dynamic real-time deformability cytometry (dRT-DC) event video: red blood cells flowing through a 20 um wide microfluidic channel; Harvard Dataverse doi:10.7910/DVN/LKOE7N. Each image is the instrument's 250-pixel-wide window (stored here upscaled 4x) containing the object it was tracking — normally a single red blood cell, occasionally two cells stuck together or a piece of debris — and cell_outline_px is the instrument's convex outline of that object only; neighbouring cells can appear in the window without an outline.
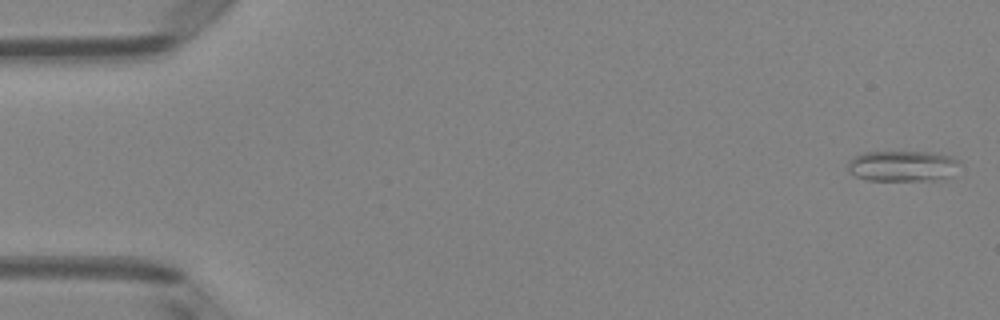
{"species": "Egyptian fruit bat (a non-hibernating species)", "species_latin": "Rousettus aegyptiacus", "temperature_condition": "room temperature", "stored_images_in_passage": 51, "segment_of_instrument_passage": [1, 2], "camera_frame_rate_fps": 3000, "um_per_image_px": 0.085, "animal": {"sex": "female"}, "frame": {"image": 1, "passage_image": 2, "time_ms": 0.333, "image_size_px": [1000, 320], "cell_outline_px": [[960, 164], [952, 176], [944, 180], [864, 180], [848, 172], [848, 160], [864, 152], [936, 152], [952, 156], [960, 160]], "centroid_in_image_um": [76.77, 14.11], "position_along_channel_um": 8.2, "area_um2": 20.46}}
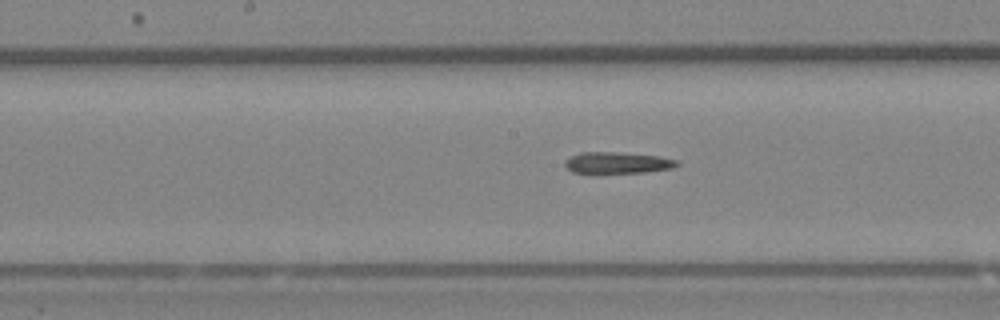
{"frame": {"image": 2, "passage_image": 26, "time_ms": 8.333, "image_size_px": [1000, 320], "cell_outline_px": [[680, 164], [672, 168], [644, 172], [572, 172], [564, 164], [564, 160], [580, 152], [620, 152], [660, 156], [680, 160]], "centroid_in_image_um": [52.53, 13.81], "position_along_channel_um": 195.7, "area_um2": 13.87}}
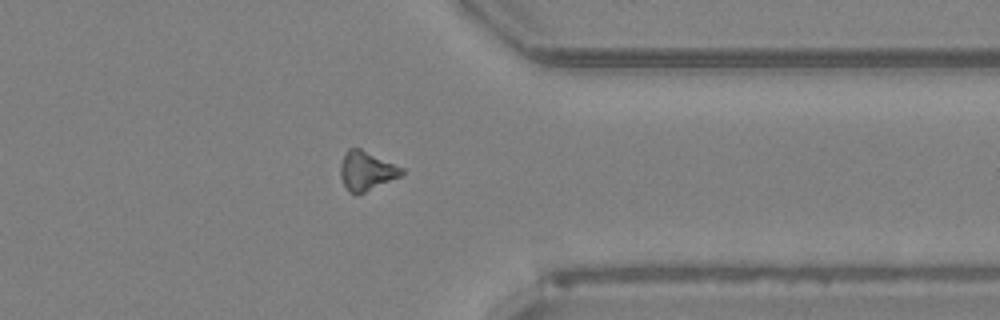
{"frame": {"image": 3, "passage_image": 40, "time_ms": 13.0, "image_size_px": [1000, 320], "cell_outline_px": [[404, 172], [400, 176], [356, 196], [348, 192], [340, 176], [340, 164], [348, 148], [360, 148], [404, 168]], "centroid_in_image_um": [31.13, 14.53], "position_along_channel_um": 380.3, "area_um2": 13.93}}